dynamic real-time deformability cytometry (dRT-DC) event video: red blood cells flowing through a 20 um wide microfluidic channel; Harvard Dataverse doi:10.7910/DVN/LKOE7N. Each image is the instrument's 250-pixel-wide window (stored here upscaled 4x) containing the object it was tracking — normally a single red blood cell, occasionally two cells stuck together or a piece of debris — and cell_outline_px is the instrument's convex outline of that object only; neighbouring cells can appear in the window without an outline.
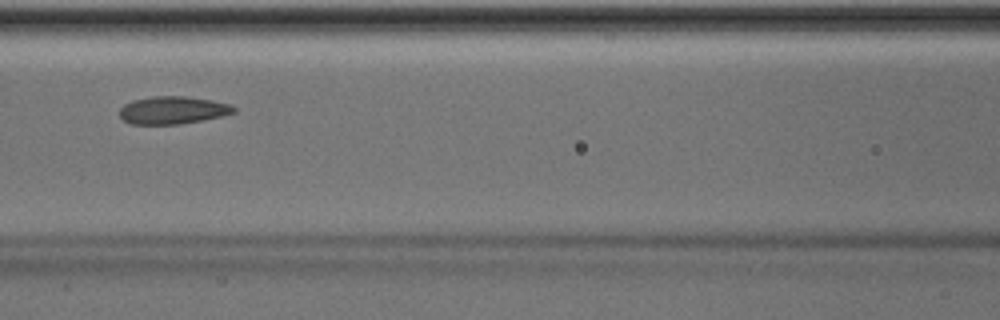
{"species": "Egyptian fruit bat (a non-hibernating species)", "species_latin": "Rousettus aegyptiacus", "temperature_condition": "room temperature", "stored_images_in_passage": 5, "camera_frame_rate_fps": 3000, "um_per_image_px": 0.085, "animal": {"sex": "male"}, "frame": {"image": 1, "passage_image": 5, "time_ms": 4.667, "image_size_px": [1000, 320], "cell_outline_px": [[236, 112], [204, 120], [180, 124], [132, 124], [124, 120], [120, 116], [120, 108], [124, 104], [132, 100], [152, 96], [184, 96], [212, 100], [228, 104], [236, 108]], "centroid_in_image_um": [14.67, 9.36], "position_along_channel_um": 151.9, "area_um2": 18.38}}